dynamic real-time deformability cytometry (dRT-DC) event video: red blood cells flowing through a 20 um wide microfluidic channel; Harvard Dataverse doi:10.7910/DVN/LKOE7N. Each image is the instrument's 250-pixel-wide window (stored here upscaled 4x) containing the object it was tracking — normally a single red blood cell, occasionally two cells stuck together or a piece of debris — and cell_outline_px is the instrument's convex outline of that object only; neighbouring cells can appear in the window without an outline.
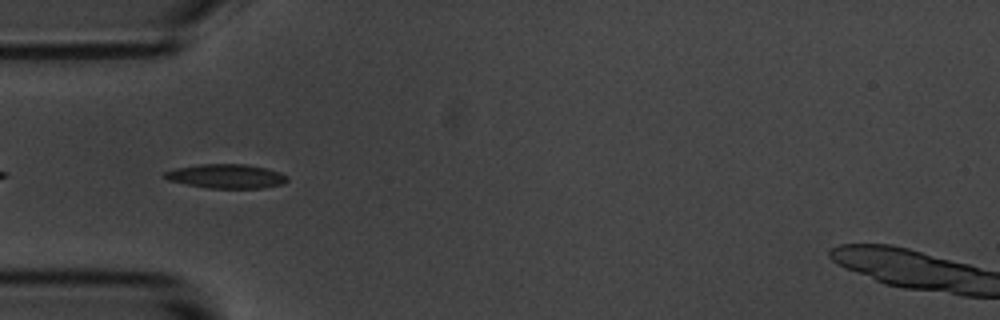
{"species": "common noctule bat (a hibernating species)", "species_latin": "Nyctalus noctula", "temperature_condition": "room temperature", "stored_images_in_passage": 42, "segment_of_instrument_passage": [1, 2], "camera_frame_rate_fps": 3000, "um_per_image_px": 0.085, "animal": {"sex": "male", "body_mass_g": 20.1, "forearm_length_mm": 53.5}, "frame": {"image": 1, "passage_image": 2, "time_ms": 0.333, "image_size_px": [1000, 320], "cell_outline_px": [[288, 180], [284, 184], [264, 188], [208, 188], [168, 180], [164, 176], [164, 172], [176, 168], [196, 164], [244, 164], [264, 168], [280, 172], [288, 176]], "centroid_in_image_um": [19.26, 14.98], "position_along_channel_um": 65.7, "area_um2": 17.22}}
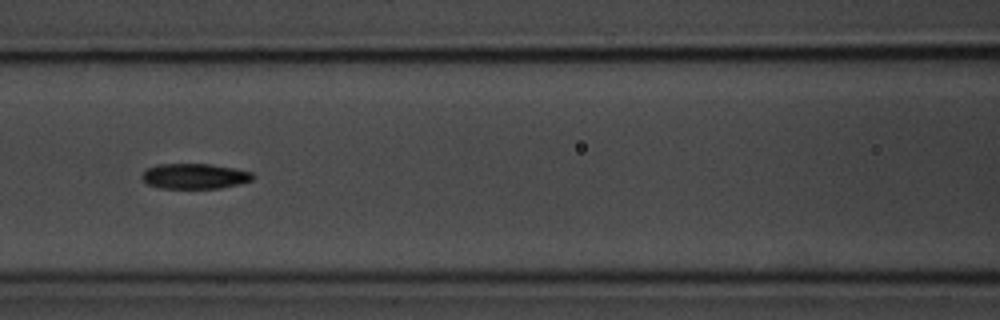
{"frame": {"image": 2, "passage_image": 9, "time_ms": 2.667, "image_size_px": [1000, 320], "cell_outline_px": [[252, 180], [220, 188], [160, 188], [148, 184], [140, 176], [148, 168], [156, 164], [212, 164], [236, 168], [252, 172]], "centroid_in_image_um": [16.53, 14.96], "position_along_channel_um": 150.1, "area_um2": 16.24}}
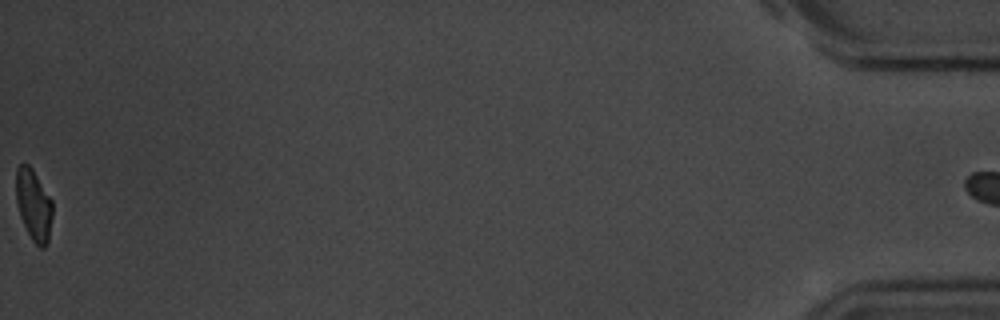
{"frame": {"image": 3, "passage_image": 41, "time_ms": 13.333, "image_size_px": [1000, 320], "cell_outline_px": [[52, 216], [48, 244], [44, 248], [40, 248], [32, 240], [20, 216], [16, 204], [16, 168], [24, 160], [32, 168], [52, 200]], "centroid_in_image_um": [2.85, 17.4], "position_along_channel_um": 432.3, "area_um2": 15.32}}